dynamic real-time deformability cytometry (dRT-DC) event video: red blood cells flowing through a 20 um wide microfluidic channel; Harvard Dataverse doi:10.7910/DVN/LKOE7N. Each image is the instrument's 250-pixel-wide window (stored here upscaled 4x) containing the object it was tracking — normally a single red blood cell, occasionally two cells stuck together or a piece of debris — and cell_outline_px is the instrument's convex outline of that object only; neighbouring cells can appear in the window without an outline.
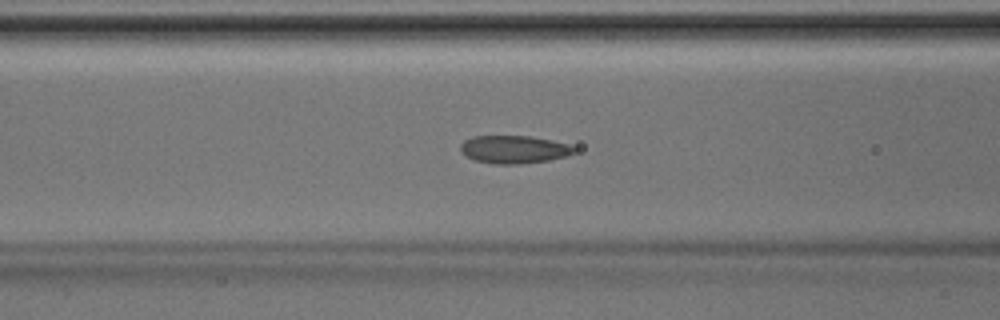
{"species": "Egyptian fruit bat (a non-hibernating species)", "species_latin": "Rousettus aegyptiacus", "temperature_condition": "room temperature", "stored_images_in_passage": 42, "camera_frame_rate_fps": 3000, "um_per_image_px": 0.085, "animal": {"sex": "male"}, "frame": {"image": 1, "passage_image": 15, "time_ms": 4.667, "image_size_px": [1000, 320], "cell_outline_px": [[576, 152], [568, 156], [548, 160], [520, 164], [492, 164], [476, 160], [464, 156], [460, 152], [460, 144], [464, 140], [472, 136], [532, 136], [552, 140], [568, 144], [576, 148]], "centroid_in_image_um": [43.67, 12.7], "position_along_channel_um": 122.9, "area_um2": 18.73}}
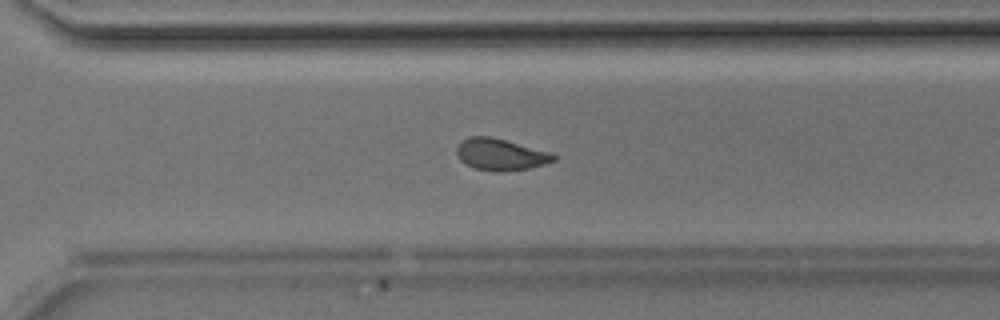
{"frame": {"image": 2, "passage_image": 29, "time_ms": 9.333, "image_size_px": [1000, 320], "cell_outline_px": [[556, 160], [544, 164], [528, 168], [504, 172], [492, 172], [476, 168], [464, 164], [456, 156], [456, 148], [468, 136], [492, 136], [552, 152], [556, 156]], "centroid_in_image_um": [42.55, 13.13], "position_along_channel_um": 328.1, "area_um2": 18.15}}
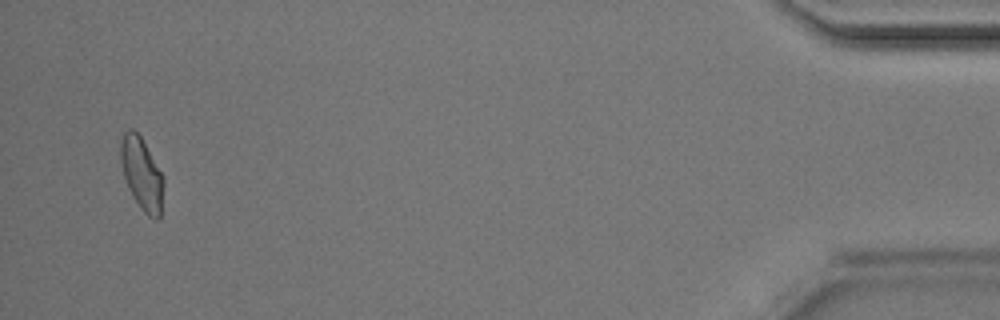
{"frame": {"image": 3, "passage_image": 41, "time_ms": 13.333, "image_size_px": [1000, 320], "cell_outline_px": [[164, 184], [160, 220], [156, 220], [148, 216], [140, 208], [132, 196], [128, 188], [124, 176], [120, 160], [120, 144], [124, 132], [128, 128], [132, 128], [140, 136], [164, 176]], "centroid_in_image_um": [12.06, 14.8], "position_along_channel_um": 423.1, "area_um2": 18.26}}